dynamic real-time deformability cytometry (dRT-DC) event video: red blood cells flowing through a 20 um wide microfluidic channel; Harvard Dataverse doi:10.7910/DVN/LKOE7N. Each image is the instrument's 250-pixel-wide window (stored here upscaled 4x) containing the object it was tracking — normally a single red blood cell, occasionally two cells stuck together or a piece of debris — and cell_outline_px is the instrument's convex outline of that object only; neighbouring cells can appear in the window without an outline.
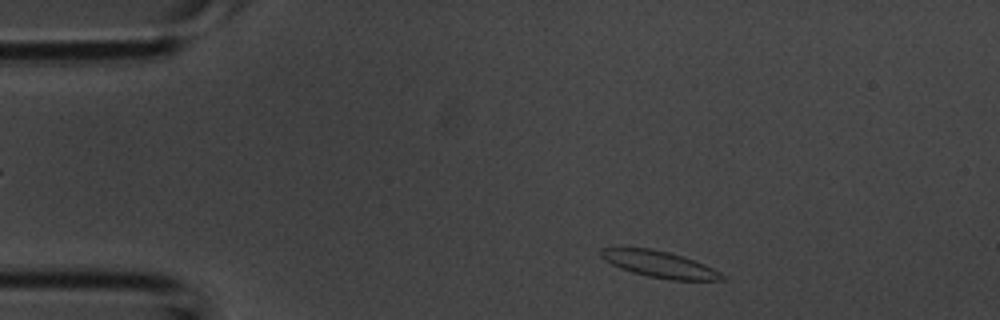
{"species": "common noctule bat (a hibernating species)", "species_latin": "Nyctalus noctula", "temperature_condition": "room temperature", "stored_images_in_passage": 6, "camera_frame_rate_fps": 3000, "um_per_image_px": 0.085, "animal": {"sex": "male", "body_mass_g": 20.1, "forearm_length_mm": 53.5}, "frame": {"image": 1, "passage_image": 3, "time_ms": 0.667, "image_size_px": [1000, 320], "cell_outline_px": [[724, 280], [672, 280], [648, 276], [632, 272], [620, 268], [604, 260], [600, 256], [600, 248], [652, 248], [668, 252], [704, 264], [720, 272], [724, 276]], "centroid_in_image_um": [56.03, 22.46], "position_along_channel_um": 29.0, "area_um2": 18.38}}